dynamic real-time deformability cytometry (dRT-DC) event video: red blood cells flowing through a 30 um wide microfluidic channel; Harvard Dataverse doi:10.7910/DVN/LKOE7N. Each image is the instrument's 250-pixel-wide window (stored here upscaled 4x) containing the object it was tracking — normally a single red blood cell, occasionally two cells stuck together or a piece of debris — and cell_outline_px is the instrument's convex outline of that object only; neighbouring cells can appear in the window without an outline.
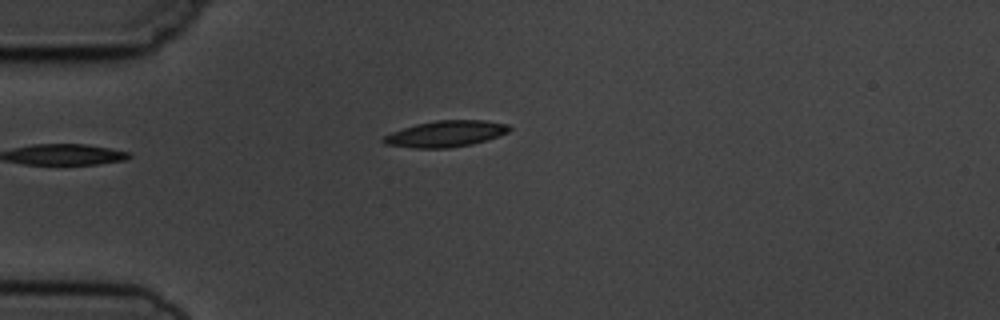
{"species": "common noctule bat (a hibernating species)", "species_latin": "Nyctalus noctula", "temperature_condition": "cold", "stored_images_in_passage": 4, "camera_frame_rate_fps": 3000, "um_per_image_px": 0.085, "animal": {"sex": "male", "body_mass_g": 19.5, "forearm_length_mm": 54.6}, "frame": {"image": 1, "passage_image": 4, "time_ms": 3.667, "image_size_px": [1000, 320], "cell_outline_px": [[512, 128], [508, 132], [472, 144], [448, 148], [412, 148], [384, 144], [380, 140], [384, 136], [392, 132], [416, 124], [436, 120], [484, 120], [508, 124]], "centroid_in_image_um": [37.85, 11.37], "position_along_channel_um": 47.1, "area_um2": 19.13}}